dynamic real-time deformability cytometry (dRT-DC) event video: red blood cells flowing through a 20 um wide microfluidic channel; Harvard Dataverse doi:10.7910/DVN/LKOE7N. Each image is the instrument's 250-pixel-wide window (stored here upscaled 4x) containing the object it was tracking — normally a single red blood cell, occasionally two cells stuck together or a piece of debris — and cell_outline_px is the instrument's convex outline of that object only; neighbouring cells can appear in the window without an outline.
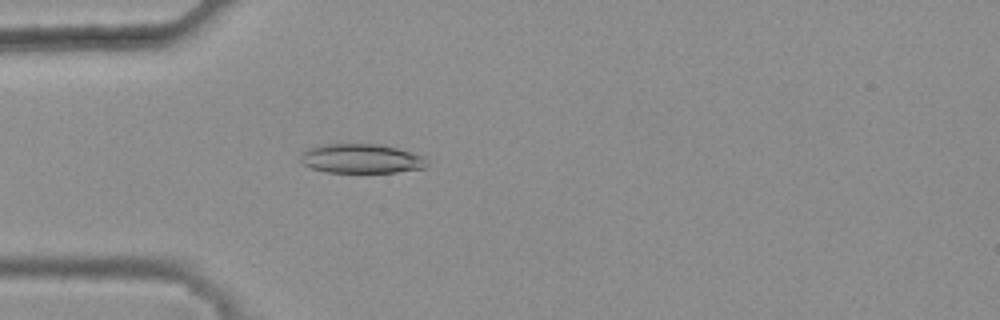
{"species": "common noctule bat (a hibernating species)", "species_latin": "Nyctalus noctula", "temperature_condition": "warm", "stored_images_in_passage": 4, "camera_frame_rate_fps": 3000, "um_per_image_px": 0.085, "animal": {"sex": "female", "body_mass_g": 25.1}, "frame": {"image": 1, "passage_image": 4, "time_ms": 1.0, "image_size_px": [1000, 320], "cell_outline_px": [[428, 164], [424, 168], [396, 172], [324, 172], [312, 168], [304, 164], [300, 160], [300, 156], [304, 152], [312, 148], [324, 144], [376, 144], [396, 148], [424, 156], [428, 160]], "centroid_in_image_um": [30.74, 13.49], "position_along_channel_um": 54.3, "area_um2": 21.39}}